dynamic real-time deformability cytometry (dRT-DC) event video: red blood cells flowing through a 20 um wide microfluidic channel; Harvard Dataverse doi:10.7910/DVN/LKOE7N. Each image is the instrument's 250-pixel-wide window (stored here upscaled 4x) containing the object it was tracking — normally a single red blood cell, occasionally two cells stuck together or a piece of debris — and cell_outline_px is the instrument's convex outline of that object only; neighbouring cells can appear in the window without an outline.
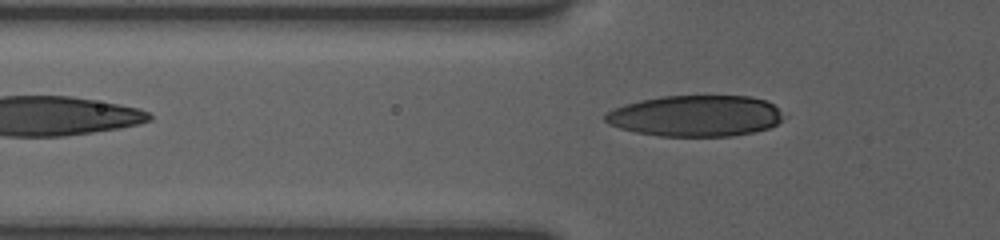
{"species": "human", "species_latin": "Homo sapiens", "temperature_condition": "room temperature", "stored_images_in_passage": 33, "camera_frame_rate_fps": 3000, "um_per_image_px": 0.085, "donor": {"sex": "female"}, "frame": {"image": 1, "passage_image": 2, "time_ms": 0.333, "image_size_px": [1000, 240], "cell_outline_px": [[780, 120], [776, 124], [768, 128], [752, 132], [732, 136], [660, 136], [636, 132], [620, 128], [608, 124], [604, 120], [604, 116], [608, 112], [624, 104], [640, 100], [660, 96], [752, 96], [768, 100], [780, 112]], "centroid_in_image_um": [59.1, 9.84], "position_along_channel_um": 66.7, "area_um2": 42.6}}
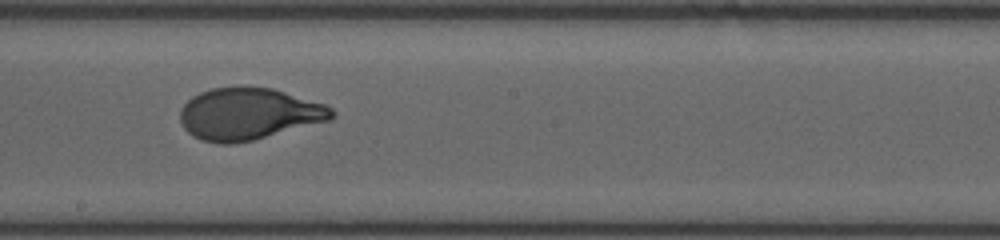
{"frame": {"image": 2, "passage_image": 15, "time_ms": 4.667, "image_size_px": [1000, 240], "cell_outline_px": [[336, 116], [332, 120], [252, 140], [232, 144], [216, 144], [200, 140], [192, 136], [184, 128], [180, 120], [180, 108], [192, 96], [200, 92], [212, 88], [272, 88], [324, 104], [332, 108], [336, 112]], "centroid_in_image_um": [21.14, 9.71], "position_along_channel_um": 227.1, "area_um2": 45.72}}
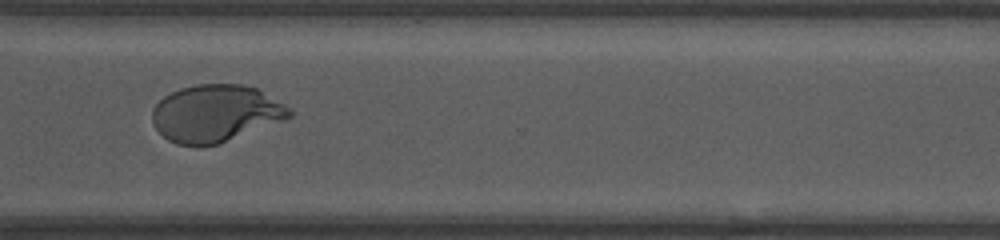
{"frame": {"image": 3, "passage_image": 25, "time_ms": 8.0, "image_size_px": [1000, 240], "cell_outline_px": [[292, 116], [284, 120], [220, 144], [200, 148], [196, 148], [176, 144], [168, 140], [152, 124], [152, 108], [164, 96], [180, 88], [196, 84], [244, 84], [256, 88], [292, 108]], "centroid_in_image_um": [18.32, 9.66], "position_along_channel_um": 352.3, "area_um2": 46.3}, "authors_computed_cell_mechanics": {"area_um2": 45.8354, "velocity_mm_per_s": 3.7724, "shape_relaxation_time_tau1_ms": 4.4766, "shape_relaxation_time_tau2_ms": null, "deformation_change_tau1": 0.2205, "deformation_change_tau2": null}}